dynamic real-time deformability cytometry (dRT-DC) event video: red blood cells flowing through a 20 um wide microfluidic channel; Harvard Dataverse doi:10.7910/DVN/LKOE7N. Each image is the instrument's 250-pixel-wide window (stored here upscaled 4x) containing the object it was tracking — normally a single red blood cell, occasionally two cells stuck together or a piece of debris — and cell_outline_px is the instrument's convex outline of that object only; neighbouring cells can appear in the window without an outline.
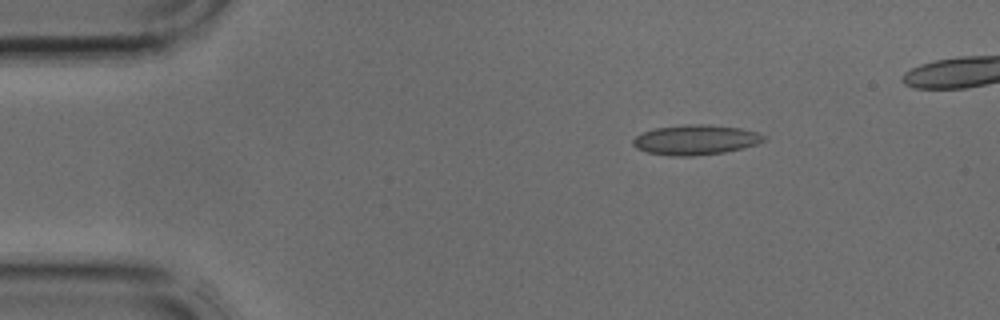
{"species": "common noctule bat (a hibernating species)", "species_latin": "Nyctalus noctula", "temperature_condition": "cold", "stored_images_in_passage": 3, "camera_frame_rate_fps": 3000, "um_per_image_px": 0.085, "animal": {"sex": "male", "body_mass_g": 17.9, "forearm_length_mm": 54.2}, "frame": {"image": 1, "passage_image": 1, "time_ms": 0.0, "image_size_px": [1000, 320], "cell_outline_px": [[768, 140], [744, 148], [724, 152], [692, 156], [672, 156], [648, 152], [636, 148], [632, 144], [632, 140], [636, 136], [644, 132], [656, 128], [688, 124], [704, 124], [740, 128], [756, 132], [768, 136]], "centroid_in_image_um": [59.16, 11.89], "position_along_channel_um": 25.8, "area_um2": 22.83}}